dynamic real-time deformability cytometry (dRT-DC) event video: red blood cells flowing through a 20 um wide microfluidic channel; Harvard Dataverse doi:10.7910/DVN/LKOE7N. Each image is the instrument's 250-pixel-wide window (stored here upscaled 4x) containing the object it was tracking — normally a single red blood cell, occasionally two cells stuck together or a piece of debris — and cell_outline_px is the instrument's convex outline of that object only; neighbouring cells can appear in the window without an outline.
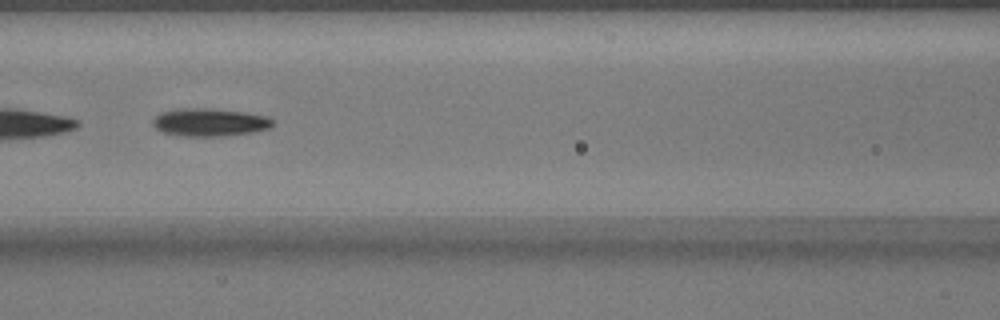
{"species": "common noctule bat (a hibernating species)", "species_latin": "Nyctalus noctula", "temperature_condition": "warm", "stored_images_in_passage": 39, "segment_of_instrument_passage": [2, 2], "camera_frame_rate_fps": 3000, "um_per_image_px": 0.085, "animal": {"sex": "male", "body_mass_g": 17.9}, "frame": {"image": 1, "passage_image": 12, "time_ms": 3.667, "image_size_px": [1000, 320], "cell_outline_px": [[276, 124], [268, 128], [252, 132], [224, 136], [184, 136], [164, 132], [156, 128], [152, 124], [152, 120], [160, 112], [180, 108], [200, 108], [244, 112], [268, 116]], "centroid_in_image_um": [17.82, 10.39], "position_along_channel_um": 148.8, "area_um2": 19.36}}
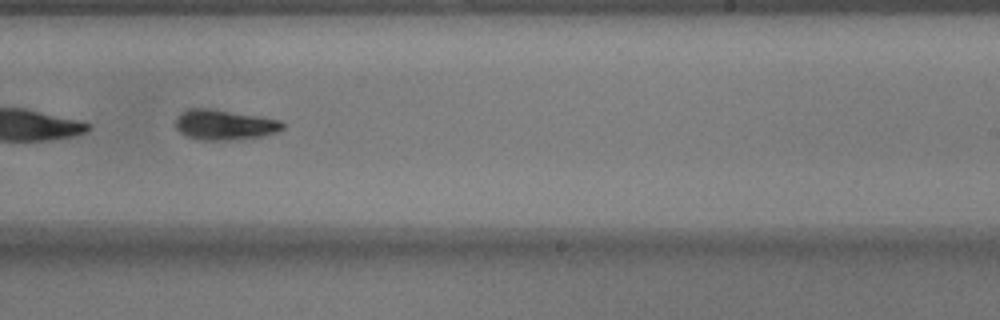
{"frame": {"image": 2, "passage_image": 21, "time_ms": 6.667, "image_size_px": [1000, 320], "cell_outline_px": [[284, 128], [276, 132], [260, 136], [228, 140], [196, 140], [180, 132], [176, 128], [176, 116], [180, 112], [188, 108], [212, 108], [280, 120], [284, 124]], "centroid_in_image_um": [19.03, 10.59], "position_along_channel_um": 270.0, "area_um2": 18.84}}
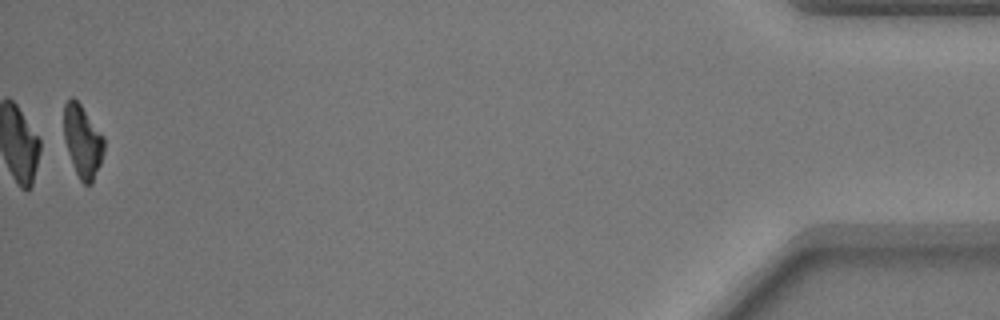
{"frame": {"image": 3, "passage_image": 39, "time_ms": 12.667, "image_size_px": [1000, 320], "cell_outline_px": [[104, 152], [100, 164], [92, 184], [84, 184], [80, 180], [72, 164], [64, 140], [64, 104], [72, 96], [80, 104], [104, 136]], "centroid_in_image_um": [7.02, 12.01], "position_along_channel_um": 428.2, "area_um2": 16.88}}